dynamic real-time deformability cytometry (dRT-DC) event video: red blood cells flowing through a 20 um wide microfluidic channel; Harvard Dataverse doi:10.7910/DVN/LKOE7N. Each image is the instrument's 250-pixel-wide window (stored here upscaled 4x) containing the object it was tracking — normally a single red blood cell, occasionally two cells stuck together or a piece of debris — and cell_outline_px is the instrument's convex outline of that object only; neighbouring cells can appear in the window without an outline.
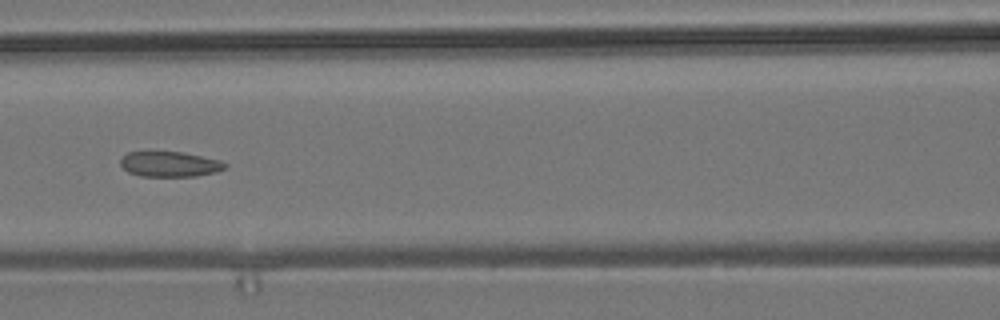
{"species": "common noctule bat (a hibernating species)", "species_latin": "Nyctalus noctula", "temperature_condition": "room temperature", "stored_images_in_passage": 3, "camera_frame_rate_fps": 3000, "um_per_image_px": 0.085, "animal": {"sex": "male", "body_mass_g": 19.2, "forearm_length_mm": 51.8}, "frame": {"image": 1, "passage_image": 3, "time_ms": 2.333, "image_size_px": [1000, 320], "cell_outline_px": [[228, 164], [224, 168], [212, 172], [196, 176], [140, 176], [128, 172], [120, 164], [120, 160], [128, 152], [184, 152], [220, 160]], "centroid_in_image_um": [14.41, 13.95], "position_along_channel_um": 152.2, "area_um2": 15.2}}